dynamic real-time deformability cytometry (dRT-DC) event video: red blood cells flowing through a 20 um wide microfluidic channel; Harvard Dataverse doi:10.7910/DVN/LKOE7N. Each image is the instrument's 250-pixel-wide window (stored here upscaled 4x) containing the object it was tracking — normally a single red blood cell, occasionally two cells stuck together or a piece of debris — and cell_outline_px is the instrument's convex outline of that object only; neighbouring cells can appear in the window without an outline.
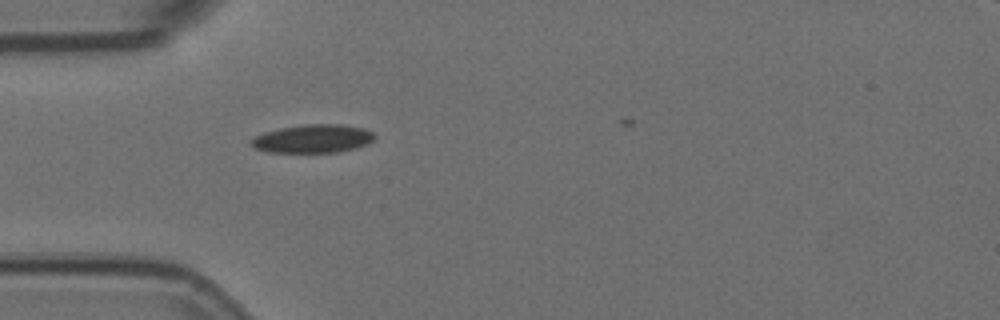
{"species": "Egyptian fruit bat (a non-hibernating species)", "species_latin": "Rousettus aegyptiacus", "temperature_condition": "room temperature", "stored_images_in_passage": 1, "camera_frame_rate_fps": 3000, "um_per_image_px": 0.085, "animal": {"sex": "female"}, "frame": {"image": 1, "passage_image": 1, "time_ms": 0.0, "image_size_px": [1000, 320], "cell_outline_px": [[376, 136], [368, 144], [356, 148], [336, 152], [268, 152], [256, 148], [248, 144], [256, 136], [264, 132], [280, 128], [304, 124], [340, 124], [364, 128], [372, 132]], "centroid_in_image_um": [26.61, 11.78], "position_along_channel_um": 58.4, "area_um2": 20.35}}